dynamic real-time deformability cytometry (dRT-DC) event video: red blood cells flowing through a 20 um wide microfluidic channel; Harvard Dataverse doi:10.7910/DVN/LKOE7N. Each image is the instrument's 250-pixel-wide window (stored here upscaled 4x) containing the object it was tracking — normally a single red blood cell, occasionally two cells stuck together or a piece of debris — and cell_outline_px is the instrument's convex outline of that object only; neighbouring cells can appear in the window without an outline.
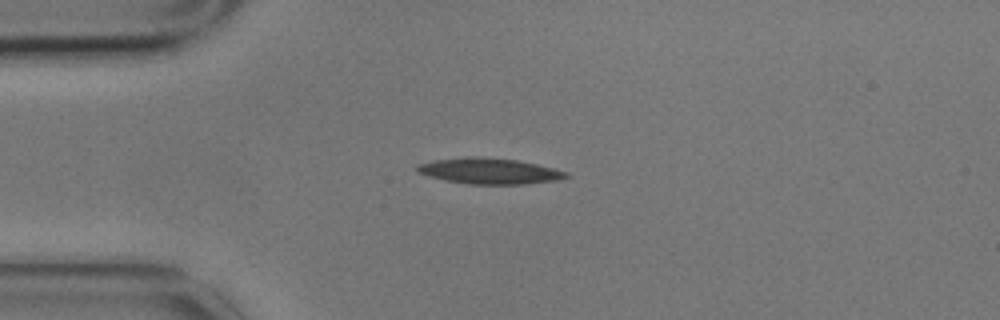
{"species": "common noctule bat (a hibernating species)", "species_latin": "Nyctalus noctula", "temperature_condition": "cold", "stored_images_in_passage": 11, "camera_frame_rate_fps": 3000, "um_per_image_px": 0.085, "animal": {"sex": "male", "body_mass_g": 17.9}, "frame": {"image": 1, "passage_image": 2, "time_ms": 0.333, "image_size_px": [1000, 320], "cell_outline_px": [[568, 176], [560, 180], [524, 184], [468, 184], [444, 180], [428, 176], [416, 172], [416, 164], [432, 160], [468, 156], [476, 156], [516, 160], [556, 168], [568, 172]], "centroid_in_image_um": [41.56, 14.53], "position_along_channel_um": 43.4, "area_um2": 22.66}}
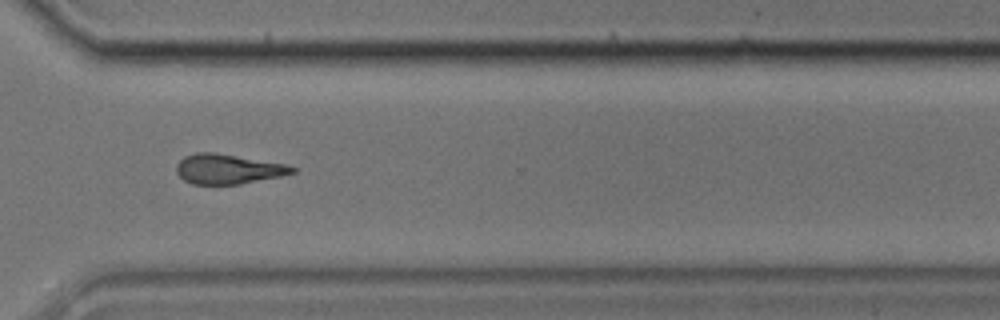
{"frame": {"image": 2, "passage_image": 10, "time_ms": 3.0, "image_size_px": [1000, 320], "cell_outline_px": [[296, 172], [280, 176], [240, 184], [192, 184], [184, 180], [176, 172], [176, 164], [184, 156], [196, 152], [212, 152], [288, 164], [296, 168]], "centroid_in_image_um": [19.37, 14.36], "position_along_channel_um": 351.2, "area_um2": 20.11}}